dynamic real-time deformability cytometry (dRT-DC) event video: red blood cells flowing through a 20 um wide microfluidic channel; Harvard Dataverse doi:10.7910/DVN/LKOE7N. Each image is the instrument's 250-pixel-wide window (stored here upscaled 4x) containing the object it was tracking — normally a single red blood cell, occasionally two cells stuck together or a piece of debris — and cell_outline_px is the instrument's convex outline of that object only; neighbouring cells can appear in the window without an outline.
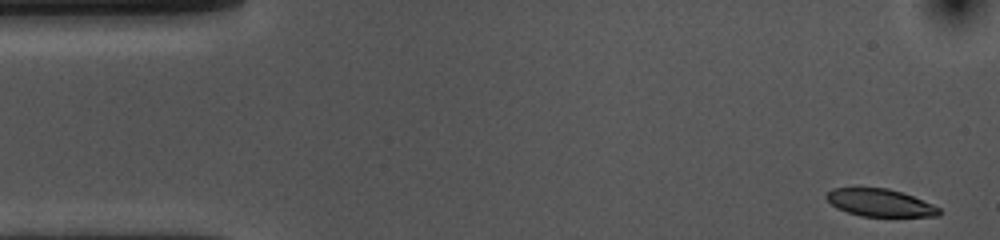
{"species": "common noctule bat (a hibernating species)", "species_latin": "Nyctalus noctula", "temperature_condition": "cold", "stored_images_in_passage": 53, "camera_frame_rate_fps": 3000, "um_per_image_px": 0.085, "animal": {"sex": "female", "body_mass_g": 10.0, "forearm_length_mm": 53.1}, "frame": {"image": 1, "passage_image": 1, "time_ms": 0.0, "image_size_px": [1000, 240], "cell_outline_px": [[940, 216], [860, 216], [836, 208], [824, 196], [832, 188], [888, 188], [912, 196], [932, 204], [940, 208]], "centroid_in_image_um": [74.78, 17.23], "position_along_channel_um": 10.2, "area_um2": 17.86}}
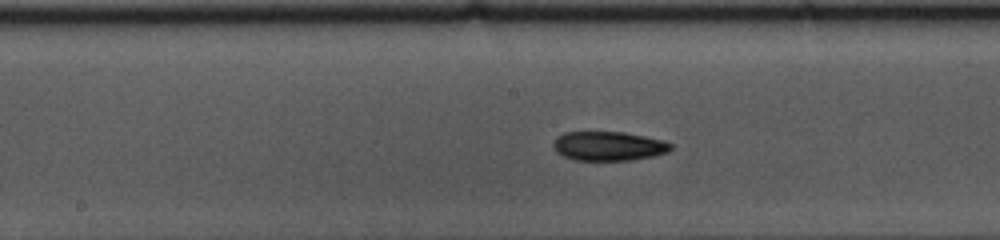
{"frame": {"image": 2, "passage_image": 25, "time_ms": 8.0, "image_size_px": [1000, 240], "cell_outline_px": [[672, 148], [668, 152], [652, 156], [632, 160], [576, 160], [564, 156], [556, 152], [552, 148], [552, 144], [556, 136], [564, 132], [624, 132], [664, 140], [672, 144]], "centroid_in_image_um": [51.7, 12.41], "position_along_channel_um": 196.5, "area_um2": 20.11}}
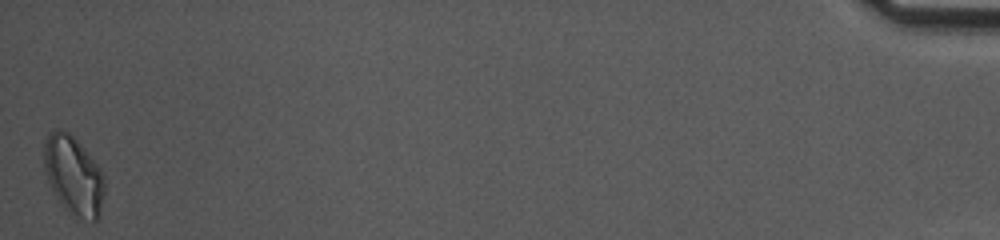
{"frame": {"image": 3, "passage_image": 53, "time_ms": 17.333, "image_size_px": [1000, 240], "cell_outline_px": [[104, 192], [100, 216], [96, 224], [92, 224], [76, 220], [60, 204], [48, 180], [44, 168], [44, 144], [48, 136], [56, 128], [68, 132], [80, 144], [100, 168], [104, 176]], "centroid_in_image_um": [6.28, 15.03], "position_along_channel_um": 428.9, "area_um2": 28.15}, "authors_computed_cell_mechanics": {"area_um2": 20.1722, "velocity_mm_per_s": 3.5757, "shape_relaxation_time_tau1_ms": 5.6385, "shape_relaxation_time_tau2_ms": 7.3314, "deformation_change_tau1": 0.1151, "deformation_change_tau2": 0.1224}}